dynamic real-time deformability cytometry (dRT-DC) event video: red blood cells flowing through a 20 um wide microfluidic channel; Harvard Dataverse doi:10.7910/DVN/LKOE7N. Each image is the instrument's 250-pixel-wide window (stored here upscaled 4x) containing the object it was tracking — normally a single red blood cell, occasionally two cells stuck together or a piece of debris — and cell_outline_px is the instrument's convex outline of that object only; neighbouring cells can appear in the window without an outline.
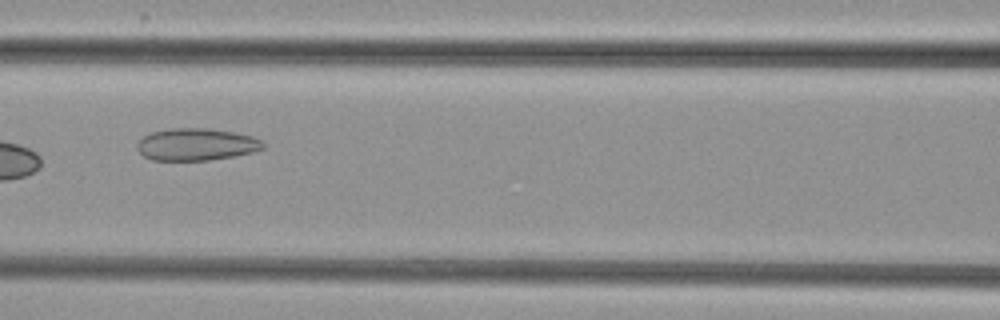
{"species": "common noctule bat (a hibernating species)", "species_latin": "Nyctalus noctula", "temperature_condition": "cold", "stored_images_in_passage": 9, "camera_frame_rate_fps": 3000, "um_per_image_px": 0.085, "animal": {"sex": "female", "body_mass_g": 29.2, "forearm_length_mm": 56.3}, "frame": {"image": 1, "passage_image": 8, "time_ms": 8.333, "image_size_px": [1000, 320], "cell_outline_px": [[264, 148], [252, 152], [232, 156], [208, 160], [152, 160], [144, 156], [136, 148], [136, 144], [144, 136], [152, 132], [172, 128], [208, 128], [232, 132], [252, 136], [260, 140], [264, 144]], "centroid_in_image_um": [16.66, 12.27], "position_along_channel_um": 149.9, "area_um2": 23.41}}
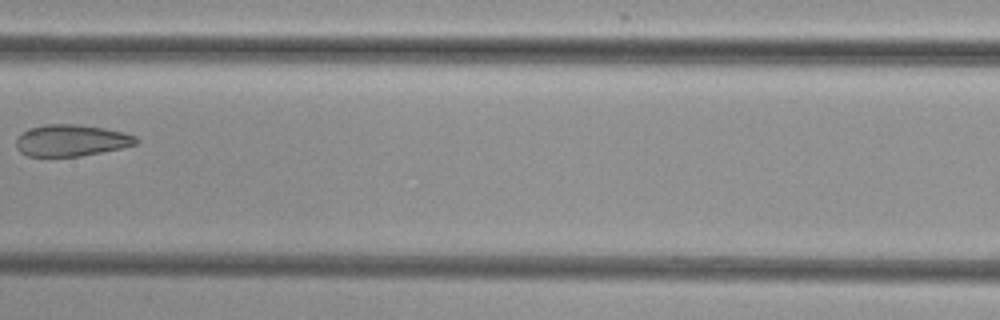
{"frame": {"image": 2, "passage_image": 9, "time_ms": 9.667, "image_size_px": [1000, 320], "cell_outline_px": [[136, 144], [120, 148], [80, 156], [28, 156], [20, 152], [16, 148], [16, 140], [24, 132], [32, 128], [44, 124], [76, 124], [104, 128], [124, 132], [136, 136]], "centroid_in_image_um": [6.05, 11.93], "position_along_channel_um": 201.4, "area_um2": 21.79}}